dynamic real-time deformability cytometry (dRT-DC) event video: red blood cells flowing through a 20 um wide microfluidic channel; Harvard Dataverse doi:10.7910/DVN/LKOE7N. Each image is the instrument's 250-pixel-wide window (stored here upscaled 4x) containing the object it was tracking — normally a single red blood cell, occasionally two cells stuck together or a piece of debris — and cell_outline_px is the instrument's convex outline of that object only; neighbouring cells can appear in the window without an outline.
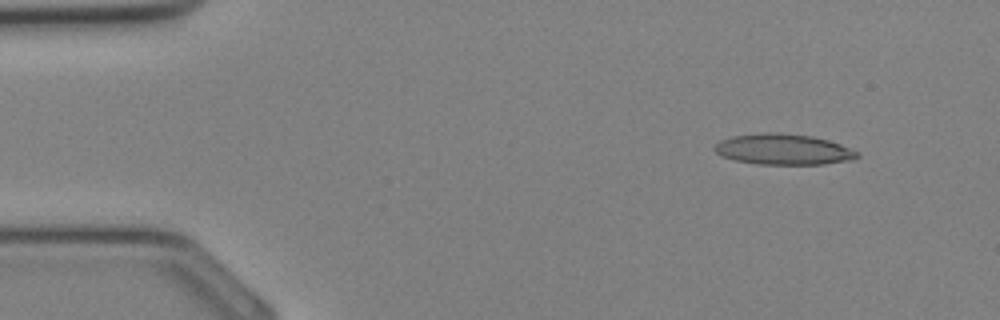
{"species": "Egyptian fruit bat (a non-hibernating species)", "species_latin": "Rousettus aegyptiacus", "temperature_condition": "cold", "stored_images_in_passage": 32, "camera_frame_rate_fps": 3000, "um_per_image_px": 0.085, "animal": {"sex": "female"}, "frame": {"image": 1, "passage_image": 1, "time_ms": 0.0, "image_size_px": [1000, 320], "cell_outline_px": [[860, 156], [852, 160], [824, 164], [760, 164], [736, 160], [720, 156], [712, 148], [720, 140], [732, 136], [760, 132], [780, 132], [812, 136], [828, 140], [840, 144], [860, 152]], "centroid_in_image_um": [66.59, 12.68], "position_along_channel_um": 18.4, "area_um2": 25.78}}
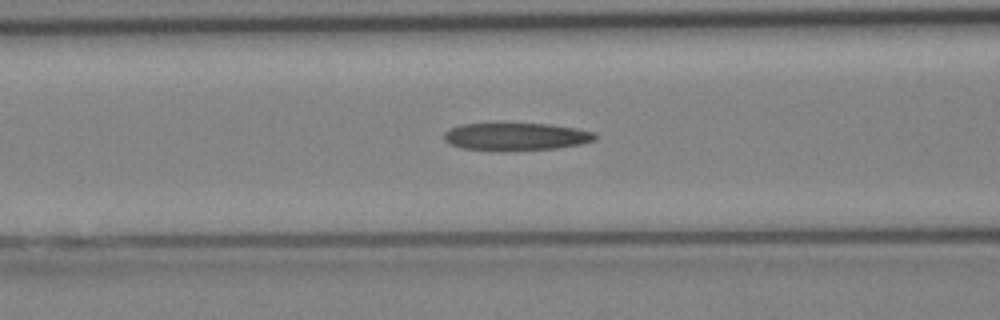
{"frame": {"image": 2, "passage_image": 11, "time_ms": 3.333, "image_size_px": [1000, 320], "cell_outline_px": [[596, 140], [580, 144], [556, 148], [500, 152], [460, 148], [448, 144], [444, 140], [444, 132], [448, 128], [460, 124], [552, 124], [576, 128], [592, 132], [596, 136]], "centroid_in_image_um": [43.79, 11.63], "position_along_channel_um": 122.8, "area_um2": 24.68}}
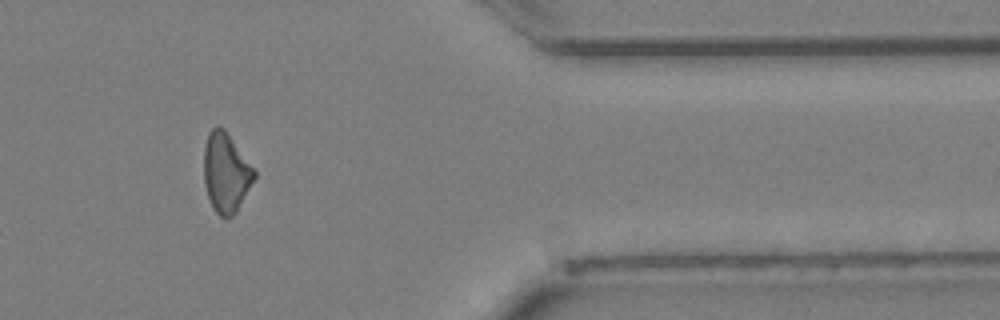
{"frame": {"image": 3, "passage_image": 26, "time_ms": 8.333, "image_size_px": [1000, 320], "cell_outline_px": [[256, 176], [236, 212], [232, 216], [224, 220], [212, 208], [204, 184], [204, 148], [208, 132], [216, 124], [224, 128], [256, 172]], "centroid_in_image_um": [19.18, 14.68], "position_along_channel_um": 392.2, "area_um2": 23.29}}